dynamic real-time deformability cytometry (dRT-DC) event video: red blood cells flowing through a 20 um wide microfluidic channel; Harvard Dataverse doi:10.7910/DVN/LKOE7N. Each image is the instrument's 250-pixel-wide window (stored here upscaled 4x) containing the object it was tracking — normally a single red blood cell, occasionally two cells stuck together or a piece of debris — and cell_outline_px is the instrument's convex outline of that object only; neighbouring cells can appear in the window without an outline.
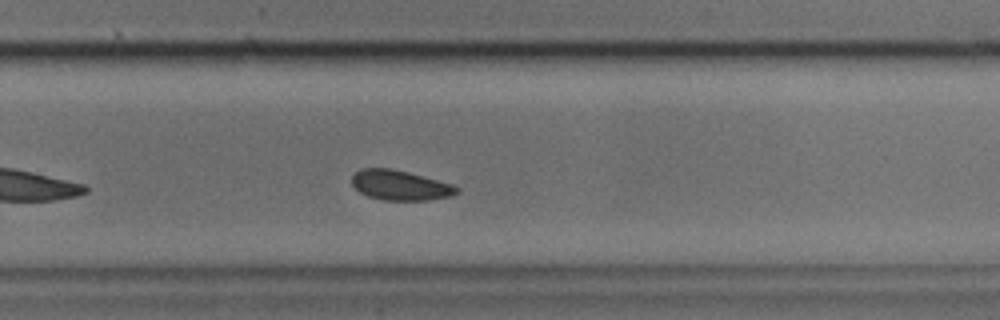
{"species": "common noctule bat (a hibernating species)", "species_latin": "Nyctalus noctula", "temperature_condition": "cold", "stored_images_in_passage": 26, "camera_frame_rate_fps": 3000, "um_per_image_px": 0.085, "animal": {"sex": "male", "body_mass_g": 17.9, "forearm_length_mm": 54.2}, "frame": {"image": 1, "passage_image": 19, "time_ms": 6.0, "image_size_px": [1000, 320], "cell_outline_px": [[460, 192], [452, 196], [428, 200], [380, 200], [368, 196], [360, 192], [352, 184], [352, 176], [360, 168], [392, 168], [408, 172], [452, 184], [460, 188]], "centroid_in_image_um": [34.02, 15.75], "position_along_channel_um": 295.8, "area_um2": 18.38}}
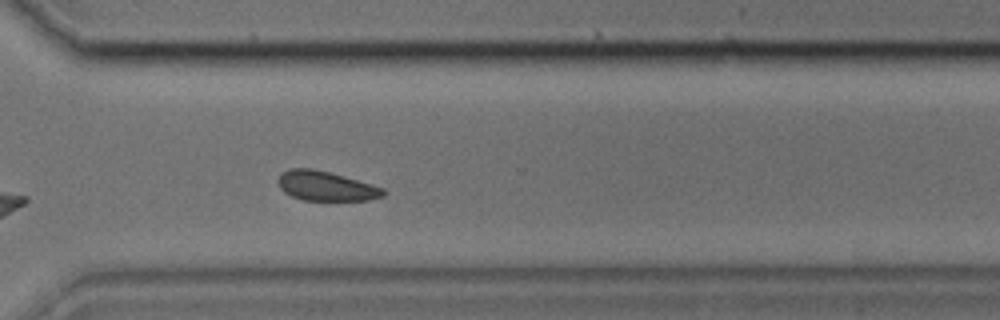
{"frame": {"image": 2, "passage_image": 22, "time_ms": 7.0, "image_size_px": [1000, 320], "cell_outline_px": [[388, 192], [384, 196], [368, 200], [304, 200], [292, 196], [284, 192], [280, 188], [276, 180], [280, 172], [288, 168], [312, 168], [344, 176], [372, 184], [384, 188]], "centroid_in_image_um": [27.68, 15.8], "position_along_channel_um": 342.9, "area_um2": 18.32}}